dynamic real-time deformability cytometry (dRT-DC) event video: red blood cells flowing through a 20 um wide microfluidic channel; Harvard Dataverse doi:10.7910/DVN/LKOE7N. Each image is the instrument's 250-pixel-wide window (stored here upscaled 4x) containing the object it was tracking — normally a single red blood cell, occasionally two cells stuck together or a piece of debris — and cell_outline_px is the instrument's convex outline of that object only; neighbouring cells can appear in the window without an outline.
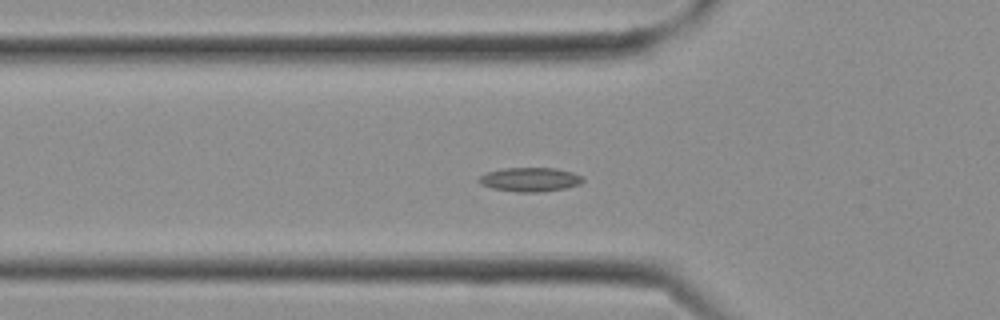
{"species": "Egyptian fruit bat (a non-hibernating species)", "species_latin": "Rousettus aegyptiacus", "temperature_condition": "cold", "stored_images_in_passage": 16, "camera_frame_rate_fps": 3000, "um_per_image_px": 0.085, "frame": {"image": 1, "passage_image": 10, "time_ms": 3.0, "image_size_px": [1000, 320], "cell_outline_px": [[584, 180], [580, 184], [564, 188], [540, 192], [516, 192], [492, 188], [480, 184], [476, 180], [480, 176], [488, 172], [504, 168], [556, 168], [572, 172], [580, 176]], "centroid_in_image_um": [45.02, 15.26], "position_along_channel_um": 80.8, "area_um2": 14.51}}
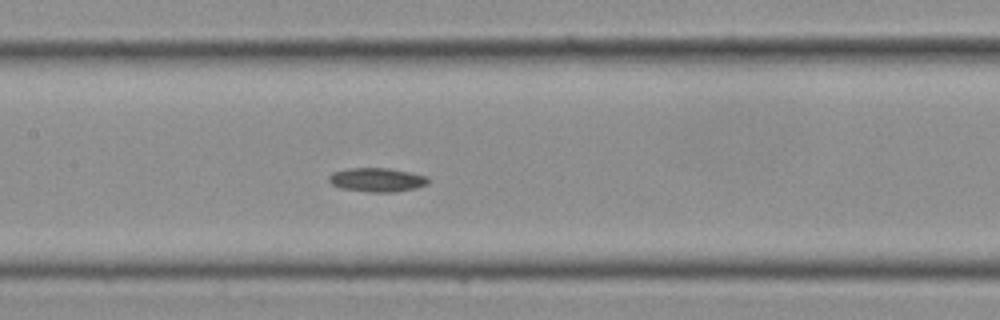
{"frame": {"image": 2, "passage_image": 14, "time_ms": 4.333, "image_size_px": [1000, 320], "cell_outline_px": [[428, 184], [416, 188], [392, 192], [372, 192], [344, 188], [332, 184], [328, 180], [328, 176], [332, 172], [348, 168], [388, 168], [412, 172], [428, 176]], "centroid_in_image_um": [32.07, 15.27], "position_along_channel_um": 175.3, "area_um2": 13.81}}